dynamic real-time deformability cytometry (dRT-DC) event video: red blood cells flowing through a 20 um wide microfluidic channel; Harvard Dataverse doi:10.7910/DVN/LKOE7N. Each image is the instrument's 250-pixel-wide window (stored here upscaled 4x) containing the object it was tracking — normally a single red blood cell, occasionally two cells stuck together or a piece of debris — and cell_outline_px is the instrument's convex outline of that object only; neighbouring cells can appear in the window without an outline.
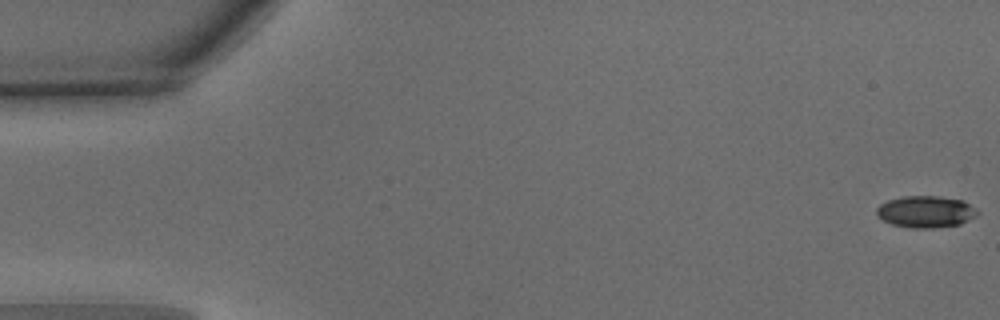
{"species": "common noctule bat (a hibernating species)", "species_latin": "Nyctalus noctula", "temperature_condition": "warm", "stored_images_in_passage": 52, "camera_frame_rate_fps": 3000, "um_per_image_px": 0.085, "animal": {"sex": "male", "body_mass_g": 15.6}, "frame": {"image": 1, "passage_image": 1, "time_ms": 0.0, "image_size_px": [1000, 320], "cell_outline_px": [[980, 212], [976, 216], [960, 224], [932, 228], [912, 228], [892, 224], [876, 216], [876, 208], [880, 204], [888, 200], [904, 196], [940, 196], [964, 200], [976, 208]], "centroid_in_image_um": [78.7, 17.99], "position_along_channel_um": 6.3, "area_um2": 18.79}}
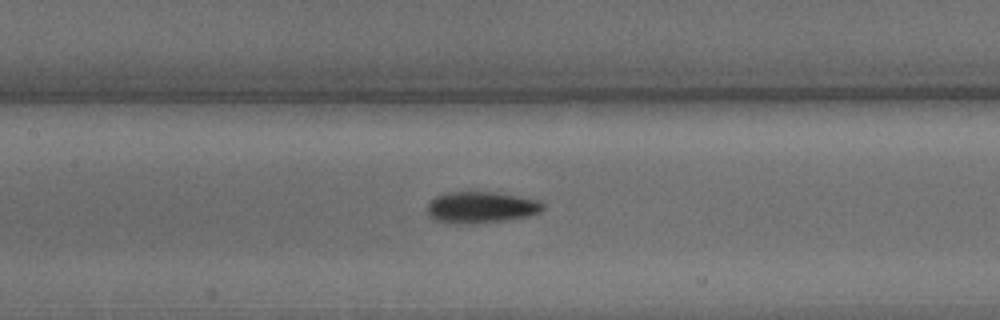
{"frame": {"image": 2, "passage_image": 24, "time_ms": 7.667, "image_size_px": [1000, 320], "cell_outline_px": [[544, 208], [540, 212], [528, 216], [504, 220], [476, 224], [456, 224], [436, 220], [428, 212], [428, 204], [436, 196], [444, 192], [496, 192], [520, 196], [536, 200], [544, 204]], "centroid_in_image_um": [40.9, 17.62], "position_along_channel_um": 166.5, "area_um2": 21.15}}
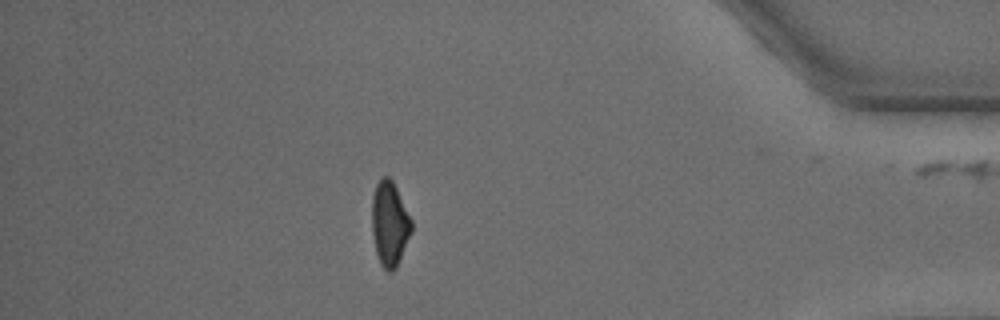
{"frame": {"image": 3, "passage_image": 45, "time_ms": 14.667, "image_size_px": [1000, 320], "cell_outline_px": [[412, 232], [396, 268], [392, 272], [388, 272], [380, 264], [376, 252], [372, 232], [372, 196], [376, 184], [384, 176], [388, 176], [392, 180], [412, 220]], "centroid_in_image_um": [33.12, 19.04], "position_along_channel_um": 402.1, "area_um2": 19.48}, "authors_computed_cell_mechanics": {"area_um2": 19.9988, "velocity_mm_per_s": 3.9718, "shape_relaxation_time_tau1_ms": 3.5843, "shape_relaxation_time_tau2_ms": 3.7825, "deformation_change_tau1": 0.1615, "deformation_change_tau2": 0.1082}}